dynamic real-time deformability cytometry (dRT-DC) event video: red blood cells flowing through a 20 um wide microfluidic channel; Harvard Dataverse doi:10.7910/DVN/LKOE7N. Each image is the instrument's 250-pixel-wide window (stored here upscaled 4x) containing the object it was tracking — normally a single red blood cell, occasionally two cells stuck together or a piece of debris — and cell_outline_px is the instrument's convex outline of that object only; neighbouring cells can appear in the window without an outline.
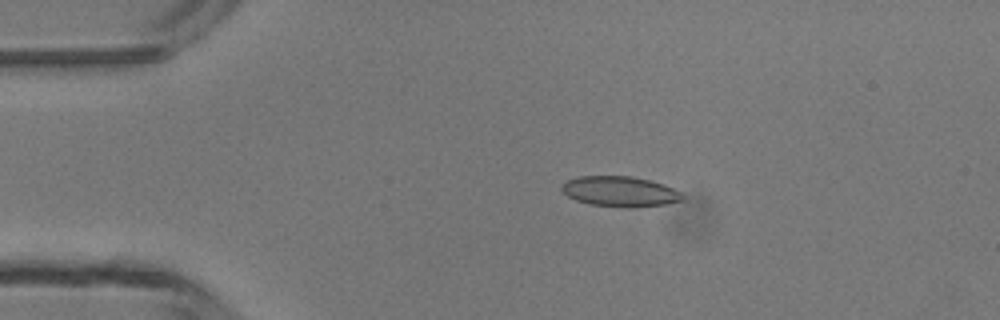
{"species": "common noctule bat (a hibernating species)", "species_latin": "Nyctalus noctula", "temperature_condition": "room temperature", "stored_images_in_passage": 5, "camera_frame_rate_fps": 3000, "um_per_image_px": 0.085, "animal": {"sex": "male", "body_mass_g": 13.3}, "frame": {"image": 1, "passage_image": 3, "time_ms": 3.0, "image_size_px": [1000, 320], "cell_outline_px": [[684, 200], [664, 204], [632, 208], [628, 208], [588, 204], [576, 200], [568, 196], [560, 188], [560, 184], [576, 176], [632, 176], [664, 184], [680, 192], [684, 196]], "centroid_in_image_um": [52.68, 16.28], "position_along_channel_um": 32.3, "area_um2": 21.44}}